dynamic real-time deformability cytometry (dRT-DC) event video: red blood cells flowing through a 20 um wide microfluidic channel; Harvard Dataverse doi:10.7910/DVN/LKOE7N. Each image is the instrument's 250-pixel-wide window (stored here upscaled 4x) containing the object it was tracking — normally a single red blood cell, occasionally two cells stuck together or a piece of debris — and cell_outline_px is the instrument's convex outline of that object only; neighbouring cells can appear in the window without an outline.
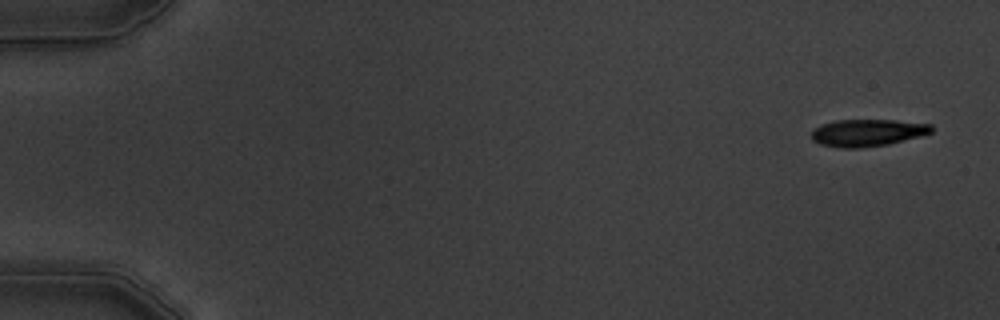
{"species": "common noctule bat (a hibernating species)", "species_latin": "Nyctalus noctula", "temperature_condition": "warm", "stored_images_in_passage": 5, "camera_frame_rate_fps": 3000, "um_per_image_px": 0.085, "animal": {"sex": "male", "body_mass_g": 19.5, "forearm_length_mm": 54.6}, "frame": {"image": 1, "passage_image": 1, "time_ms": 0.0, "image_size_px": [1000, 320], "cell_outline_px": [[932, 132], [920, 136], [888, 144], [860, 148], [840, 148], [820, 144], [812, 140], [812, 132], [820, 124], [836, 120], [896, 120], [932, 124]], "centroid_in_image_um": [73.73, 11.28], "position_along_channel_um": 11.3, "area_um2": 18.96}}
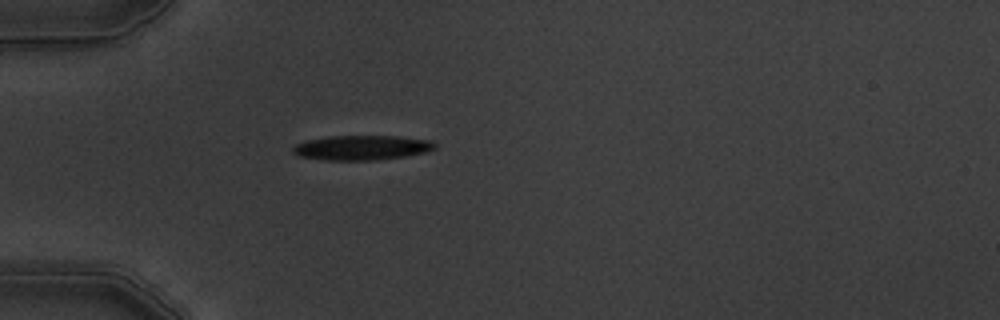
{"frame": {"image": 2, "passage_image": 5, "time_ms": 4.667, "image_size_px": [1000, 320], "cell_outline_px": [[436, 148], [424, 152], [404, 156], [376, 160], [324, 160], [300, 156], [292, 152], [292, 148], [296, 144], [304, 140], [328, 136], [396, 136], [432, 140], [436, 144]], "centroid_in_image_um": [30.72, 12.54], "position_along_channel_um": 54.3, "area_um2": 20.46}}